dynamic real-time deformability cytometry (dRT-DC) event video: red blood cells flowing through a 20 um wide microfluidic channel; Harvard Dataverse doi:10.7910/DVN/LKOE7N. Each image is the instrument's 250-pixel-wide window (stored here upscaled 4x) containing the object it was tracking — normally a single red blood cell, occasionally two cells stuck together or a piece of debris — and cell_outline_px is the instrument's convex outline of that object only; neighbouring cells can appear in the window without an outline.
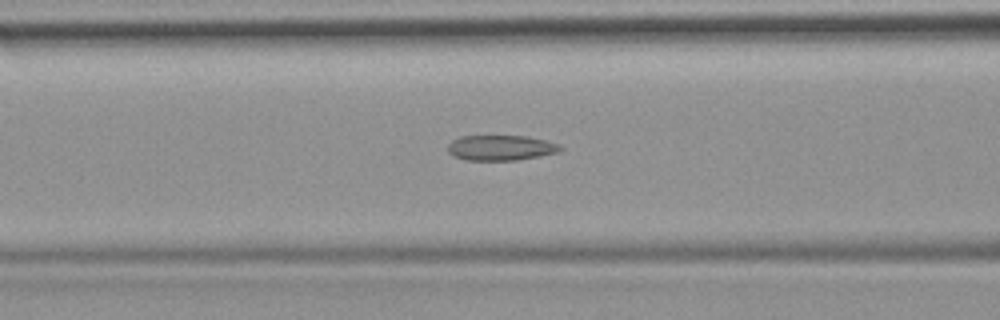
{"species": "common noctule bat (a hibernating species)", "species_latin": "Nyctalus noctula", "temperature_condition": "room temperature", "stored_images_in_passage": 14, "camera_frame_rate_fps": 3000, "um_per_image_px": 0.085, "animal": {"sex": "female", "body_mass_g": 19.9}, "frame": {"image": 1, "passage_image": 10, "time_ms": 3.0, "image_size_px": [1000, 320], "cell_outline_px": [[564, 148], [560, 152], [540, 156], [516, 160], [464, 160], [452, 156], [448, 152], [448, 144], [452, 140], [460, 136], [528, 136], [560, 144]], "centroid_in_image_um": [42.57, 12.56], "position_along_channel_um": 124.0, "area_um2": 16.76}}
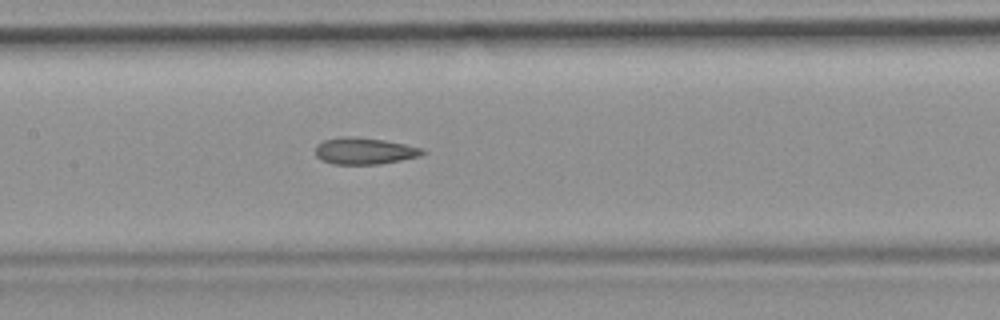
{"frame": {"image": 2, "passage_image": 14, "time_ms": 4.333, "image_size_px": [1000, 320], "cell_outline_px": [[424, 152], [420, 156], [380, 164], [332, 164], [320, 160], [316, 156], [316, 144], [324, 140], [340, 136], [348, 136], [384, 140], [424, 148]], "centroid_in_image_um": [30.93, 12.83], "position_along_channel_um": 176.5, "area_um2": 16.65}}